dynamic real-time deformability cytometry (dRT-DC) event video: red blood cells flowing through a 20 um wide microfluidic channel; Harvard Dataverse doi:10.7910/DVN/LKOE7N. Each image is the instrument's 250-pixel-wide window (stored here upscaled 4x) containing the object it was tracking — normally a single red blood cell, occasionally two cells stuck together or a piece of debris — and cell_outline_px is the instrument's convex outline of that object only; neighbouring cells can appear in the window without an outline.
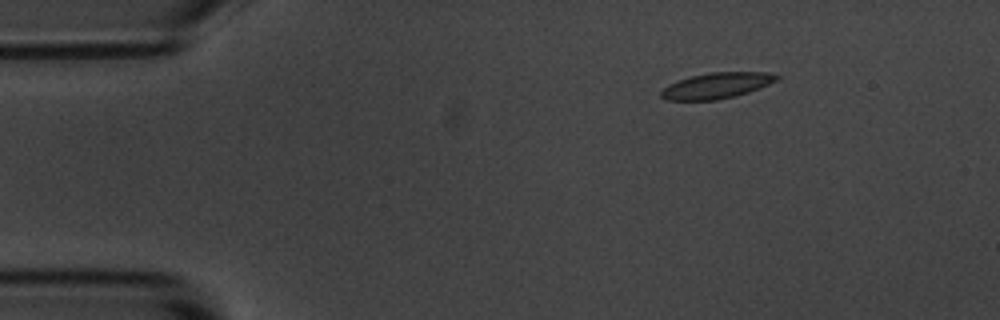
{"species": "common noctule bat (a hibernating species)", "species_latin": "Nyctalus noctula", "temperature_condition": "room temperature", "stored_images_in_passage": 3, "camera_frame_rate_fps": 3000, "um_per_image_px": 0.085, "animal": {"sex": "male", "body_mass_g": 20.1, "forearm_length_mm": 53.5}, "frame": {"image": 1, "passage_image": 1, "time_ms": 0.0, "image_size_px": [1000, 320], "cell_outline_px": [[780, 76], [776, 80], [760, 88], [736, 96], [716, 100], [664, 100], [660, 96], [660, 92], [668, 84], [676, 80], [708, 72], [768, 72]], "centroid_in_image_um": [60.88, 7.27], "position_along_channel_um": 24.1, "area_um2": 17.46}}
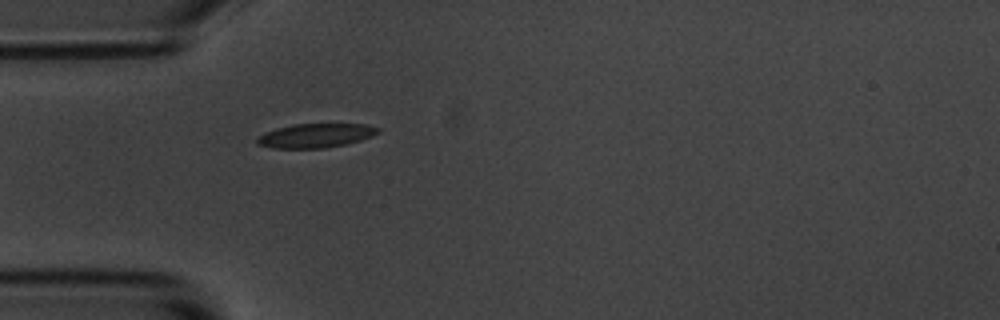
{"frame": {"image": 2, "passage_image": 3, "time_ms": 2.667, "image_size_px": [1000, 320], "cell_outline_px": [[380, 132], [360, 140], [348, 144], [324, 148], [272, 148], [256, 144], [256, 140], [264, 132], [276, 128], [292, 124], [364, 124], [380, 128]], "centroid_in_image_um": [26.81, 11.52], "position_along_channel_um": 58.2, "area_um2": 16.99}}